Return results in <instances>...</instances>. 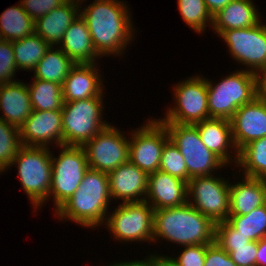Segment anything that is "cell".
<instances>
[{
	"instance_id": "6da1fadb",
	"label": "cell",
	"mask_w": 266,
	"mask_h": 266,
	"mask_svg": "<svg viewBox=\"0 0 266 266\" xmlns=\"http://www.w3.org/2000/svg\"><path fill=\"white\" fill-rule=\"evenodd\" d=\"M83 1L87 0H79L80 16L87 23L96 52L100 57H120L134 41L136 30L126 1L94 0L82 9Z\"/></svg>"
},
{
	"instance_id": "7a4b0ae2",
	"label": "cell",
	"mask_w": 266,
	"mask_h": 266,
	"mask_svg": "<svg viewBox=\"0 0 266 266\" xmlns=\"http://www.w3.org/2000/svg\"><path fill=\"white\" fill-rule=\"evenodd\" d=\"M111 200L108 173L89 168L78 189L54 212L60 221L93 229L105 223Z\"/></svg>"
},
{
	"instance_id": "3957f363",
	"label": "cell",
	"mask_w": 266,
	"mask_h": 266,
	"mask_svg": "<svg viewBox=\"0 0 266 266\" xmlns=\"http://www.w3.org/2000/svg\"><path fill=\"white\" fill-rule=\"evenodd\" d=\"M153 224V243L160 238L181 247L214 242L215 223L188 203L154 210Z\"/></svg>"
},
{
	"instance_id": "277c9868",
	"label": "cell",
	"mask_w": 266,
	"mask_h": 266,
	"mask_svg": "<svg viewBox=\"0 0 266 266\" xmlns=\"http://www.w3.org/2000/svg\"><path fill=\"white\" fill-rule=\"evenodd\" d=\"M206 78L209 119L230 120L236 110L259 95L258 75L245 69L223 76L220 82Z\"/></svg>"
},
{
	"instance_id": "5b68a950",
	"label": "cell",
	"mask_w": 266,
	"mask_h": 266,
	"mask_svg": "<svg viewBox=\"0 0 266 266\" xmlns=\"http://www.w3.org/2000/svg\"><path fill=\"white\" fill-rule=\"evenodd\" d=\"M52 153L50 148L22 146L10 164L17 166L22 188L36 210L49 200Z\"/></svg>"
},
{
	"instance_id": "8992f818",
	"label": "cell",
	"mask_w": 266,
	"mask_h": 266,
	"mask_svg": "<svg viewBox=\"0 0 266 266\" xmlns=\"http://www.w3.org/2000/svg\"><path fill=\"white\" fill-rule=\"evenodd\" d=\"M103 100V97H93L63 103V145L83 147L110 124L103 117L106 105Z\"/></svg>"
},
{
	"instance_id": "52a82bcc",
	"label": "cell",
	"mask_w": 266,
	"mask_h": 266,
	"mask_svg": "<svg viewBox=\"0 0 266 266\" xmlns=\"http://www.w3.org/2000/svg\"><path fill=\"white\" fill-rule=\"evenodd\" d=\"M163 124L168 131L170 140L184 157L188 169V181L192 177L213 175L219 169L227 167L217 155L203 144L195 125Z\"/></svg>"
},
{
	"instance_id": "ba28073f",
	"label": "cell",
	"mask_w": 266,
	"mask_h": 266,
	"mask_svg": "<svg viewBox=\"0 0 266 266\" xmlns=\"http://www.w3.org/2000/svg\"><path fill=\"white\" fill-rule=\"evenodd\" d=\"M172 90L175 104L168 107L165 117L158 118L162 123L194 125L209 119L206 77L191 76L174 84Z\"/></svg>"
},
{
	"instance_id": "9c48e42d",
	"label": "cell",
	"mask_w": 266,
	"mask_h": 266,
	"mask_svg": "<svg viewBox=\"0 0 266 266\" xmlns=\"http://www.w3.org/2000/svg\"><path fill=\"white\" fill-rule=\"evenodd\" d=\"M58 158L52 154V178L49 198L56 211L78 189L89 169L83 147L60 146ZM52 196V197H51Z\"/></svg>"
},
{
	"instance_id": "30bf717a",
	"label": "cell",
	"mask_w": 266,
	"mask_h": 266,
	"mask_svg": "<svg viewBox=\"0 0 266 266\" xmlns=\"http://www.w3.org/2000/svg\"><path fill=\"white\" fill-rule=\"evenodd\" d=\"M108 213L105 228L119 242H153L154 209L146 202L119 203Z\"/></svg>"
},
{
	"instance_id": "8fae6325",
	"label": "cell",
	"mask_w": 266,
	"mask_h": 266,
	"mask_svg": "<svg viewBox=\"0 0 266 266\" xmlns=\"http://www.w3.org/2000/svg\"><path fill=\"white\" fill-rule=\"evenodd\" d=\"M215 175L192 177L187 182V203L218 223L230 216V183Z\"/></svg>"
},
{
	"instance_id": "7c38bea8",
	"label": "cell",
	"mask_w": 266,
	"mask_h": 266,
	"mask_svg": "<svg viewBox=\"0 0 266 266\" xmlns=\"http://www.w3.org/2000/svg\"><path fill=\"white\" fill-rule=\"evenodd\" d=\"M262 20L252 27L230 29L218 34L225 41L233 60L257 75L266 69V24Z\"/></svg>"
},
{
	"instance_id": "4fadbf2b",
	"label": "cell",
	"mask_w": 266,
	"mask_h": 266,
	"mask_svg": "<svg viewBox=\"0 0 266 266\" xmlns=\"http://www.w3.org/2000/svg\"><path fill=\"white\" fill-rule=\"evenodd\" d=\"M145 122L129 133V161L151 174L159 170L162 150L170 138L159 119L149 118Z\"/></svg>"
},
{
	"instance_id": "5bb4252c",
	"label": "cell",
	"mask_w": 266,
	"mask_h": 266,
	"mask_svg": "<svg viewBox=\"0 0 266 266\" xmlns=\"http://www.w3.org/2000/svg\"><path fill=\"white\" fill-rule=\"evenodd\" d=\"M111 123L83 148L91 169L109 173L129 161V138Z\"/></svg>"
},
{
	"instance_id": "9a60e30c",
	"label": "cell",
	"mask_w": 266,
	"mask_h": 266,
	"mask_svg": "<svg viewBox=\"0 0 266 266\" xmlns=\"http://www.w3.org/2000/svg\"><path fill=\"white\" fill-rule=\"evenodd\" d=\"M19 131L23 146L50 148L52 143L56 148L63 146L62 111L33 110Z\"/></svg>"
},
{
	"instance_id": "2e32d148",
	"label": "cell",
	"mask_w": 266,
	"mask_h": 266,
	"mask_svg": "<svg viewBox=\"0 0 266 266\" xmlns=\"http://www.w3.org/2000/svg\"><path fill=\"white\" fill-rule=\"evenodd\" d=\"M230 124L237 152L252 141L266 137V99L258 95L239 107Z\"/></svg>"
},
{
	"instance_id": "e0dca14e",
	"label": "cell",
	"mask_w": 266,
	"mask_h": 266,
	"mask_svg": "<svg viewBox=\"0 0 266 266\" xmlns=\"http://www.w3.org/2000/svg\"><path fill=\"white\" fill-rule=\"evenodd\" d=\"M187 182L160 170L148 174L145 201L154 209L187 204Z\"/></svg>"
},
{
	"instance_id": "ac0fdd59",
	"label": "cell",
	"mask_w": 266,
	"mask_h": 266,
	"mask_svg": "<svg viewBox=\"0 0 266 266\" xmlns=\"http://www.w3.org/2000/svg\"><path fill=\"white\" fill-rule=\"evenodd\" d=\"M111 199L142 202L146 199L148 174L130 161L108 173Z\"/></svg>"
},
{
	"instance_id": "d6986e66",
	"label": "cell",
	"mask_w": 266,
	"mask_h": 266,
	"mask_svg": "<svg viewBox=\"0 0 266 266\" xmlns=\"http://www.w3.org/2000/svg\"><path fill=\"white\" fill-rule=\"evenodd\" d=\"M97 65L98 63L75 64L71 68L62 85L64 102L104 97L105 85Z\"/></svg>"
},
{
	"instance_id": "ffe728a7",
	"label": "cell",
	"mask_w": 266,
	"mask_h": 266,
	"mask_svg": "<svg viewBox=\"0 0 266 266\" xmlns=\"http://www.w3.org/2000/svg\"><path fill=\"white\" fill-rule=\"evenodd\" d=\"M194 125L203 144L226 165L233 162L236 167L238 152L233 142L230 120L210 118Z\"/></svg>"
},
{
	"instance_id": "44dd1931",
	"label": "cell",
	"mask_w": 266,
	"mask_h": 266,
	"mask_svg": "<svg viewBox=\"0 0 266 266\" xmlns=\"http://www.w3.org/2000/svg\"><path fill=\"white\" fill-rule=\"evenodd\" d=\"M0 111V119L20 128L33 111L27 84L20 80L0 84Z\"/></svg>"
},
{
	"instance_id": "7402d4cb",
	"label": "cell",
	"mask_w": 266,
	"mask_h": 266,
	"mask_svg": "<svg viewBox=\"0 0 266 266\" xmlns=\"http://www.w3.org/2000/svg\"><path fill=\"white\" fill-rule=\"evenodd\" d=\"M80 15L79 0H67L35 21V33L51 46H58L65 31Z\"/></svg>"
},
{
	"instance_id": "603a6c76",
	"label": "cell",
	"mask_w": 266,
	"mask_h": 266,
	"mask_svg": "<svg viewBox=\"0 0 266 266\" xmlns=\"http://www.w3.org/2000/svg\"><path fill=\"white\" fill-rule=\"evenodd\" d=\"M59 48L75 63H95L101 57L96 52L86 21L79 15L65 31Z\"/></svg>"
},
{
	"instance_id": "cb8c5ba5",
	"label": "cell",
	"mask_w": 266,
	"mask_h": 266,
	"mask_svg": "<svg viewBox=\"0 0 266 266\" xmlns=\"http://www.w3.org/2000/svg\"><path fill=\"white\" fill-rule=\"evenodd\" d=\"M242 181H230V216L249 214L255 208L266 204V180L243 175Z\"/></svg>"
},
{
	"instance_id": "d4e9b609",
	"label": "cell",
	"mask_w": 266,
	"mask_h": 266,
	"mask_svg": "<svg viewBox=\"0 0 266 266\" xmlns=\"http://www.w3.org/2000/svg\"><path fill=\"white\" fill-rule=\"evenodd\" d=\"M259 8L252 0H232L213 16L212 30L221 31L257 25L261 20Z\"/></svg>"
},
{
	"instance_id": "484cf974",
	"label": "cell",
	"mask_w": 266,
	"mask_h": 266,
	"mask_svg": "<svg viewBox=\"0 0 266 266\" xmlns=\"http://www.w3.org/2000/svg\"><path fill=\"white\" fill-rule=\"evenodd\" d=\"M35 32V21L23 9L20 1L0 15L1 40L16 41Z\"/></svg>"
},
{
	"instance_id": "4316f807",
	"label": "cell",
	"mask_w": 266,
	"mask_h": 266,
	"mask_svg": "<svg viewBox=\"0 0 266 266\" xmlns=\"http://www.w3.org/2000/svg\"><path fill=\"white\" fill-rule=\"evenodd\" d=\"M74 65L75 63L59 47L51 46L36 65L33 77L63 85Z\"/></svg>"
},
{
	"instance_id": "83f0119b",
	"label": "cell",
	"mask_w": 266,
	"mask_h": 266,
	"mask_svg": "<svg viewBox=\"0 0 266 266\" xmlns=\"http://www.w3.org/2000/svg\"><path fill=\"white\" fill-rule=\"evenodd\" d=\"M15 63L18 70L34 71L51 45L35 32L20 40L12 41Z\"/></svg>"
},
{
	"instance_id": "f1b7e54d",
	"label": "cell",
	"mask_w": 266,
	"mask_h": 266,
	"mask_svg": "<svg viewBox=\"0 0 266 266\" xmlns=\"http://www.w3.org/2000/svg\"><path fill=\"white\" fill-rule=\"evenodd\" d=\"M236 165L243 176L266 180V137L245 145L238 152Z\"/></svg>"
},
{
	"instance_id": "f546056e",
	"label": "cell",
	"mask_w": 266,
	"mask_h": 266,
	"mask_svg": "<svg viewBox=\"0 0 266 266\" xmlns=\"http://www.w3.org/2000/svg\"><path fill=\"white\" fill-rule=\"evenodd\" d=\"M33 110L52 111L63 107L62 85L34 78L27 84Z\"/></svg>"
},
{
	"instance_id": "4dcf8cb0",
	"label": "cell",
	"mask_w": 266,
	"mask_h": 266,
	"mask_svg": "<svg viewBox=\"0 0 266 266\" xmlns=\"http://www.w3.org/2000/svg\"><path fill=\"white\" fill-rule=\"evenodd\" d=\"M238 233L251 241L266 238V204L255 208L249 214L242 216H229L227 220Z\"/></svg>"
},
{
	"instance_id": "1f68e13d",
	"label": "cell",
	"mask_w": 266,
	"mask_h": 266,
	"mask_svg": "<svg viewBox=\"0 0 266 266\" xmlns=\"http://www.w3.org/2000/svg\"><path fill=\"white\" fill-rule=\"evenodd\" d=\"M178 10L182 20L195 33H204L208 24L212 27L213 16L209 12L204 0H177ZM207 23V24H206ZM204 31V32H203Z\"/></svg>"
},
{
	"instance_id": "d6a6232c",
	"label": "cell",
	"mask_w": 266,
	"mask_h": 266,
	"mask_svg": "<svg viewBox=\"0 0 266 266\" xmlns=\"http://www.w3.org/2000/svg\"><path fill=\"white\" fill-rule=\"evenodd\" d=\"M22 146L19 128L0 119V174L10 168Z\"/></svg>"
},
{
	"instance_id": "836d02e7",
	"label": "cell",
	"mask_w": 266,
	"mask_h": 266,
	"mask_svg": "<svg viewBox=\"0 0 266 266\" xmlns=\"http://www.w3.org/2000/svg\"><path fill=\"white\" fill-rule=\"evenodd\" d=\"M159 170L188 182V169L184 157L170 139L165 143L162 150Z\"/></svg>"
},
{
	"instance_id": "e575fe53",
	"label": "cell",
	"mask_w": 266,
	"mask_h": 266,
	"mask_svg": "<svg viewBox=\"0 0 266 266\" xmlns=\"http://www.w3.org/2000/svg\"><path fill=\"white\" fill-rule=\"evenodd\" d=\"M214 242L229 253L234 250V247L246 246L251 240L238 233L228 221H221L215 223Z\"/></svg>"
},
{
	"instance_id": "d590c367",
	"label": "cell",
	"mask_w": 266,
	"mask_h": 266,
	"mask_svg": "<svg viewBox=\"0 0 266 266\" xmlns=\"http://www.w3.org/2000/svg\"><path fill=\"white\" fill-rule=\"evenodd\" d=\"M18 68L15 63L12 42L0 41V84L17 81L15 77Z\"/></svg>"
},
{
	"instance_id": "8d00e7d4",
	"label": "cell",
	"mask_w": 266,
	"mask_h": 266,
	"mask_svg": "<svg viewBox=\"0 0 266 266\" xmlns=\"http://www.w3.org/2000/svg\"><path fill=\"white\" fill-rule=\"evenodd\" d=\"M184 249L178 256H166L174 266H204L206 245L183 246Z\"/></svg>"
},
{
	"instance_id": "74e56055",
	"label": "cell",
	"mask_w": 266,
	"mask_h": 266,
	"mask_svg": "<svg viewBox=\"0 0 266 266\" xmlns=\"http://www.w3.org/2000/svg\"><path fill=\"white\" fill-rule=\"evenodd\" d=\"M67 0H20L23 9L36 21L43 15L48 14L54 8L60 7Z\"/></svg>"
},
{
	"instance_id": "f35d334b",
	"label": "cell",
	"mask_w": 266,
	"mask_h": 266,
	"mask_svg": "<svg viewBox=\"0 0 266 266\" xmlns=\"http://www.w3.org/2000/svg\"><path fill=\"white\" fill-rule=\"evenodd\" d=\"M257 241H251L246 246L234 247L229 256L237 266H256Z\"/></svg>"
},
{
	"instance_id": "ab89813d",
	"label": "cell",
	"mask_w": 266,
	"mask_h": 266,
	"mask_svg": "<svg viewBox=\"0 0 266 266\" xmlns=\"http://www.w3.org/2000/svg\"><path fill=\"white\" fill-rule=\"evenodd\" d=\"M204 266H237L229 254L216 242L206 245Z\"/></svg>"
},
{
	"instance_id": "60d3db41",
	"label": "cell",
	"mask_w": 266,
	"mask_h": 266,
	"mask_svg": "<svg viewBox=\"0 0 266 266\" xmlns=\"http://www.w3.org/2000/svg\"><path fill=\"white\" fill-rule=\"evenodd\" d=\"M144 260H129V261H118V263L114 262L107 266H157V254H150L149 256L145 257Z\"/></svg>"
},
{
	"instance_id": "b9f144b4",
	"label": "cell",
	"mask_w": 266,
	"mask_h": 266,
	"mask_svg": "<svg viewBox=\"0 0 266 266\" xmlns=\"http://www.w3.org/2000/svg\"><path fill=\"white\" fill-rule=\"evenodd\" d=\"M256 266H266V238L257 241Z\"/></svg>"
},
{
	"instance_id": "7bdbcfd3",
	"label": "cell",
	"mask_w": 266,
	"mask_h": 266,
	"mask_svg": "<svg viewBox=\"0 0 266 266\" xmlns=\"http://www.w3.org/2000/svg\"><path fill=\"white\" fill-rule=\"evenodd\" d=\"M212 16L225 7L232 0H204Z\"/></svg>"
},
{
	"instance_id": "ee69618b",
	"label": "cell",
	"mask_w": 266,
	"mask_h": 266,
	"mask_svg": "<svg viewBox=\"0 0 266 266\" xmlns=\"http://www.w3.org/2000/svg\"><path fill=\"white\" fill-rule=\"evenodd\" d=\"M259 95L266 99V69L258 75Z\"/></svg>"
},
{
	"instance_id": "f6af8a7d",
	"label": "cell",
	"mask_w": 266,
	"mask_h": 266,
	"mask_svg": "<svg viewBox=\"0 0 266 266\" xmlns=\"http://www.w3.org/2000/svg\"><path fill=\"white\" fill-rule=\"evenodd\" d=\"M157 266H174L165 255H157Z\"/></svg>"
}]
</instances>
